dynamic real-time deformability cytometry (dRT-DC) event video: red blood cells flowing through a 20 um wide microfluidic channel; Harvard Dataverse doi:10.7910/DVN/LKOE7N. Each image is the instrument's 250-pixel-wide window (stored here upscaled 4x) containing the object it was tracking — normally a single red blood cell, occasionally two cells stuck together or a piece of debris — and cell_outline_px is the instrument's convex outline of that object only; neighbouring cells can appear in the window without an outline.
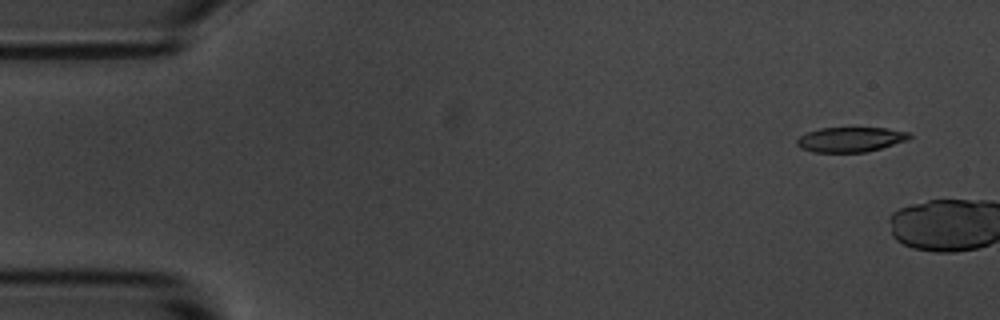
{"species": "common noctule bat (a hibernating species)", "species_latin": "Nyctalus noctula", "temperature_condition": "room temperature", "stored_images_in_passage": 2, "camera_frame_rate_fps": 3000, "um_per_image_px": 0.085, "animal": {"sex": "male", "body_mass_g": 20.1, "forearm_length_mm": 53.5}, "frame": {"image": 1, "passage_image": 1, "time_ms": 0.0, "image_size_px": [1000, 320], "cell_outline_px": [[912, 136], [908, 140], [880, 148], [864, 152], [812, 152], [800, 148], [796, 144], [796, 140], [800, 136], [808, 132], [820, 128], [888, 128], [908, 132]], "centroid_in_image_um": [72.28, 11.85], "position_along_channel_um": 12.7, "area_um2": 16.24}}